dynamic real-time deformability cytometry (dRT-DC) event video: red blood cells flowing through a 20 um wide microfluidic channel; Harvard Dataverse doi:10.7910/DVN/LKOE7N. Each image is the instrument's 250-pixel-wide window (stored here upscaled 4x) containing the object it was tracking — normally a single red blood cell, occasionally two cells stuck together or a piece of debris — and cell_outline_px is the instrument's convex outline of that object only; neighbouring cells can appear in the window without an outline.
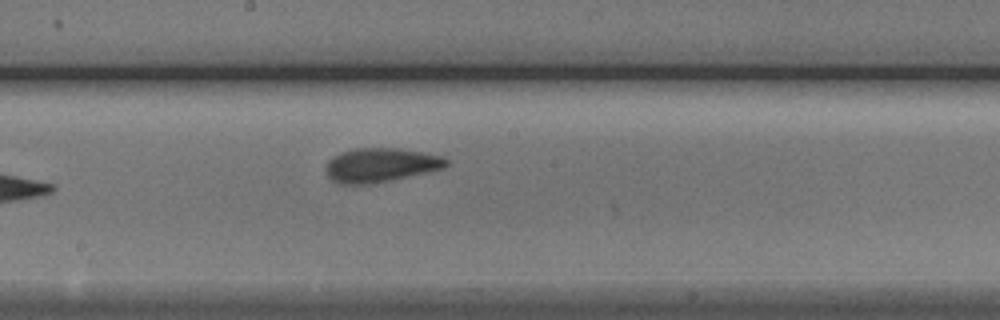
{"species": "Egyptian fruit bat (a non-hibernating species)", "species_latin": "Rousettus aegyptiacus", "temperature_condition": "cold", "stored_images_in_passage": 8, "camera_frame_rate_fps": 3000, "um_per_image_px": 0.085, "animal": {"sex": "male"}, "frame": {"image": 1, "passage_image": 8, "time_ms": 9.333, "image_size_px": [1000, 320], "cell_outline_px": [[448, 164], [444, 168], [428, 172], [368, 184], [340, 184], [332, 180], [328, 176], [324, 168], [328, 160], [340, 152], [356, 148], [400, 148], [440, 156], [448, 160]], "centroid_in_image_um": [32.31, 14.02], "position_along_channel_um": 215.9, "area_um2": 23.76}}